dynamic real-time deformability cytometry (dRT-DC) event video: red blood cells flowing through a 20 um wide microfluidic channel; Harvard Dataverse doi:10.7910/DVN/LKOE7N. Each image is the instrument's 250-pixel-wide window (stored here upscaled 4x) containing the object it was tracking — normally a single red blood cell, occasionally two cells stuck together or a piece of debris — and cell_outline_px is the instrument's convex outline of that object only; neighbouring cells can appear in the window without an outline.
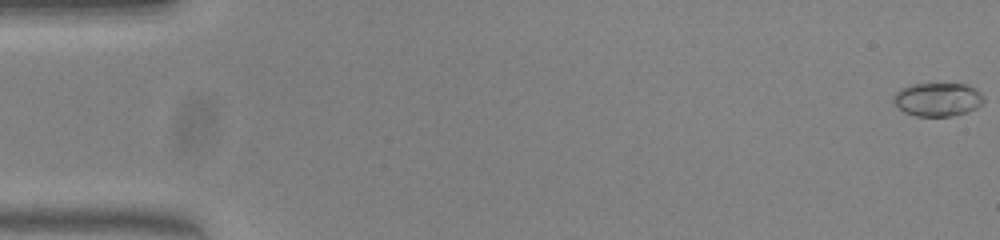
{"species": "common noctule bat (a hibernating species)", "species_latin": "Nyctalus noctula", "temperature_condition": "warm", "stored_images_in_passage": 52, "camera_frame_rate_fps": 3000, "um_per_image_px": 0.085, "animal": {"sex": "female", "body_mass_g": 23.0, "forearm_length_mm": 53.4}, "frame": {"image": 1, "passage_image": 1, "time_ms": 0.0, "image_size_px": [1000, 240], "cell_outline_px": [[984, 100], [976, 108], [968, 112], [948, 116], [916, 116], [904, 112], [892, 100], [892, 96], [900, 88], [912, 84], [968, 84], [976, 88], [984, 96]], "centroid_in_image_um": [79.7, 8.44], "position_along_channel_um": 5.3, "area_um2": 17.69}}
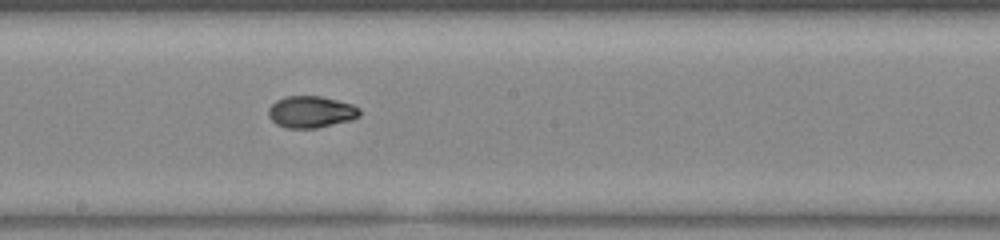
{"frame": {"image": 2, "passage_image": 29, "time_ms": 9.333, "image_size_px": [1000, 240], "cell_outline_px": [[360, 116], [352, 120], [316, 128], [288, 128], [276, 124], [268, 116], [268, 108], [276, 100], [284, 96], [320, 96], [352, 104], [360, 108]], "centroid_in_image_um": [26.43, 9.51], "position_along_channel_um": 221.8, "area_um2": 16.94}}
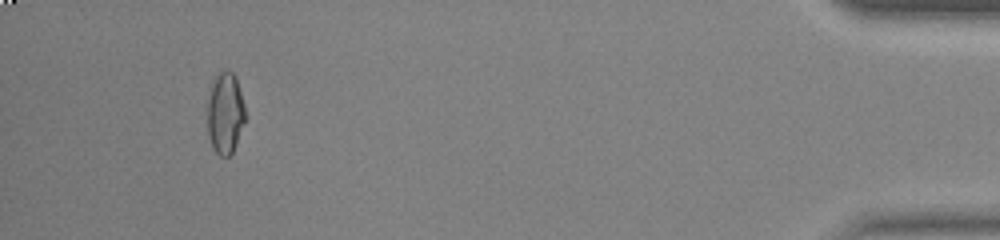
{"frame": {"image": 3, "passage_image": 49, "time_ms": 16.0, "image_size_px": [1000, 240], "cell_outline_px": [[244, 120], [236, 144], [232, 152], [228, 156], [220, 156], [212, 148], [208, 136], [204, 108], [212, 84], [216, 76], [220, 72], [232, 72], [236, 76], [244, 104]], "centroid_in_image_um": [19.08, 9.63], "position_along_channel_um": 416.1, "area_um2": 18.21}, "authors_computed_cell_mechanics": {"area_um2": 16.9354, "velocity_mm_per_s": 4.0055, "shape_relaxation_time_tau1_ms": 10.889, "shape_relaxation_time_tau2_ms": 1.6424, "deformation_change_tau1": 0.279, "deformation_change_tau2": 0.0481}}